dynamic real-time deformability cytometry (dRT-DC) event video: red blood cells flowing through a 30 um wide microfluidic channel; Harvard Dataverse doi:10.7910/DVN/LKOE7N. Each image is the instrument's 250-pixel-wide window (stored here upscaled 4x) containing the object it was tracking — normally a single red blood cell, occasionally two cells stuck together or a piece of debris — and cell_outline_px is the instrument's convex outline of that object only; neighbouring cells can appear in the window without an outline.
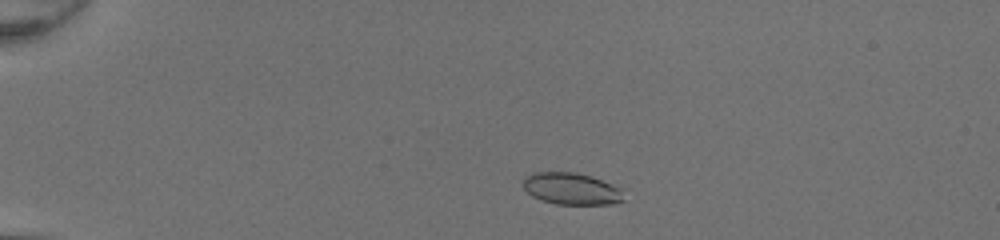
{"species": "common noctule bat (a hibernating species)", "species_latin": "Nyctalus noctula", "temperature_condition": "room temperature", "stored_images_in_passage": 44, "camera_frame_rate_fps": 3000, "um_per_image_px": 0.085, "animal": {"sex": "female", "body_mass_g": 20.0, "forearm_length_mm": 54.0}, "frame": {"image": 1, "passage_image": 6, "time_ms": 1.667, "image_size_px": [1000, 240], "cell_outline_px": [[624, 200], [616, 204], [556, 204], [540, 200], [532, 196], [520, 184], [524, 176], [532, 172], [572, 172], [588, 176], [624, 188]], "centroid_in_image_um": [48.56, 16.05], "position_along_channel_um": 36.4, "area_um2": 18.96}}
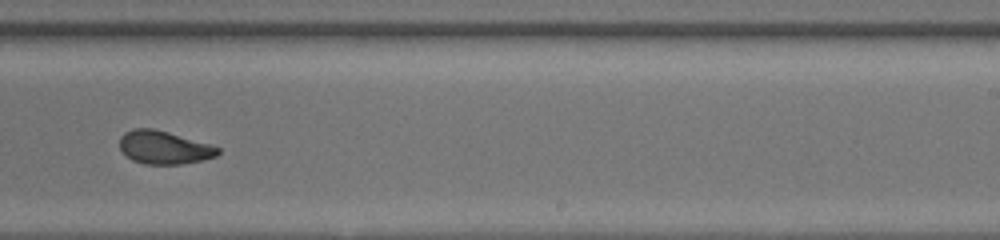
{"frame": {"image": 2, "passage_image": 28, "time_ms": 9.0, "image_size_px": [1000, 240], "cell_outline_px": [[220, 152], [216, 156], [200, 160], [180, 164], [144, 164], [132, 160], [120, 148], [120, 136], [124, 132], [132, 128], [152, 128], [168, 132], [208, 144], [220, 148]], "centroid_in_image_um": [13.91, 12.53], "position_along_channel_um": 275.1, "area_um2": 18.73}}
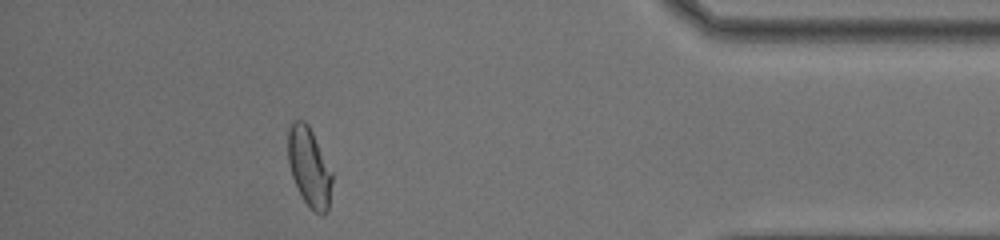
{"frame": {"image": 3, "passage_image": 40, "time_ms": 13.0, "image_size_px": [1000, 240], "cell_outline_px": [[332, 180], [328, 212], [324, 216], [320, 216], [312, 212], [308, 208], [300, 196], [292, 176], [288, 160], [288, 128], [296, 120], [304, 120], [308, 124], [332, 172]], "centroid_in_image_um": [26.29, 14.29], "position_along_channel_um": 408.9, "area_um2": 20.52}, "authors_computed_cell_mechanics": {"area_um2": 19.7676, "velocity_mm_per_s": 4.2389, "shape_relaxation_time_tau1_ms": 7.1125, "shape_relaxation_time_tau2_ms": 1.0566, "deformation_change_tau1": 0.1997, "deformation_change_tau2": 0.0625}}